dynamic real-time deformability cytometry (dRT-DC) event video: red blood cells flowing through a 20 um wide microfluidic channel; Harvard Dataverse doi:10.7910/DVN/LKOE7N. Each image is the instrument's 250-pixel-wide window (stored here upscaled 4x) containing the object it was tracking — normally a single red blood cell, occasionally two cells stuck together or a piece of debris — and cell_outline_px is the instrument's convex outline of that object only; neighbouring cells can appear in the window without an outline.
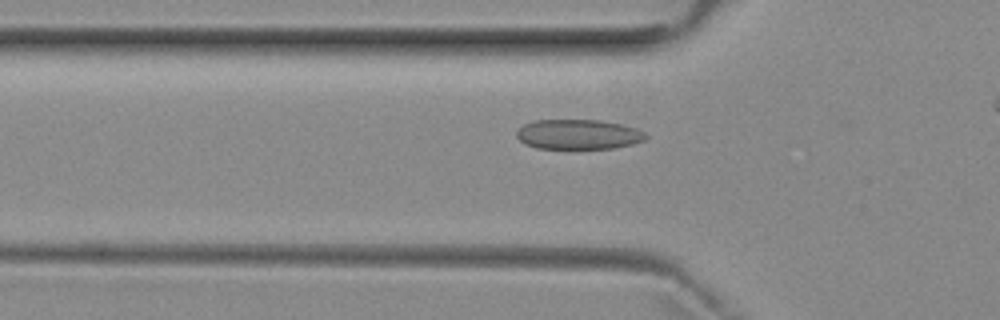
{"species": "common noctule bat (a hibernating species)", "species_latin": "Nyctalus noctula", "temperature_condition": "room temperature", "stored_images_in_passage": 40, "camera_frame_rate_fps": 3000, "um_per_image_px": 0.085, "animal": {"sex": "female", "body_mass_g": 29.2, "forearm_length_mm": 56.3}, "frame": {"image": 1, "passage_image": 13, "time_ms": 4.0, "image_size_px": [1000, 320], "cell_outline_px": [[648, 136], [644, 140], [632, 144], [612, 148], [572, 152], [536, 148], [524, 144], [516, 136], [516, 132], [524, 124], [532, 120], [600, 120], [620, 124], [636, 128], [644, 132]], "centroid_in_image_um": [49.12, 11.47], "position_along_channel_um": 76.7, "area_um2": 23.52}}
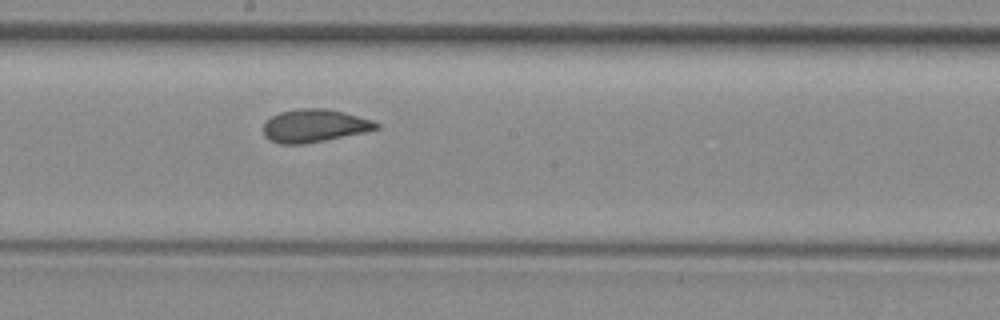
{"frame": {"image": 2, "passage_image": 24, "time_ms": 7.667, "image_size_px": [1000, 320], "cell_outline_px": [[380, 128], [364, 132], [304, 144], [280, 144], [268, 140], [264, 136], [264, 124], [272, 116], [280, 112], [300, 108], [328, 108], [344, 112], [372, 120], [380, 124]], "centroid_in_image_um": [26.72, 10.68], "position_along_channel_um": 221.5, "area_um2": 21.62}}
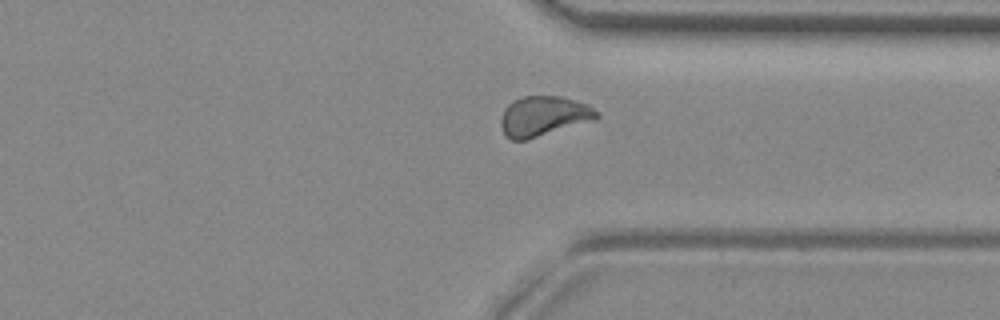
{"frame": {"image": 3, "passage_image": 35, "time_ms": 11.333, "image_size_px": [1000, 320], "cell_outline_px": [[600, 116], [596, 120], [528, 140], [512, 140], [504, 136], [500, 124], [500, 120], [504, 108], [512, 100], [520, 96], [560, 96], [588, 104], [600, 112]], "centroid_in_image_um": [46.2, 9.88], "position_along_channel_um": 365.2, "area_um2": 22.89}}